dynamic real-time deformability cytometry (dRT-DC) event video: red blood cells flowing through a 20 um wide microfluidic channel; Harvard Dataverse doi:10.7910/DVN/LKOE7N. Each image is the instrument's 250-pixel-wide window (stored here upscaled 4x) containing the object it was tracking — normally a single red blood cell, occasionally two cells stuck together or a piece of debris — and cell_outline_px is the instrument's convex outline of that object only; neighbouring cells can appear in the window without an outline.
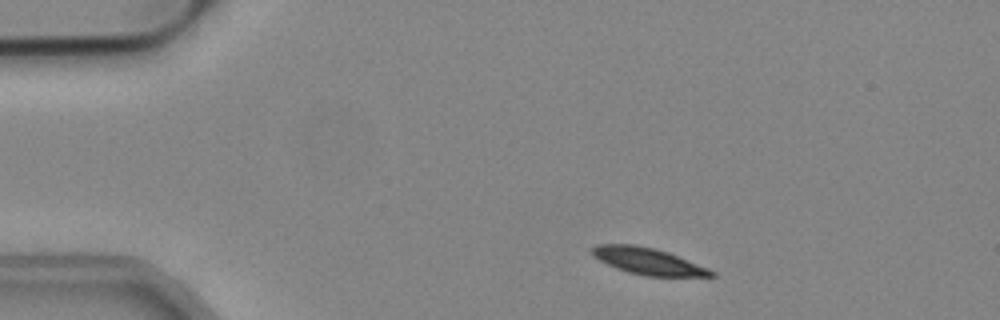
{"species": "common noctule bat (a hibernating species)", "species_latin": "Nyctalus noctula", "temperature_condition": "cold", "stored_images_in_passage": 49, "camera_frame_rate_fps": 3000, "um_per_image_px": 0.085, "animal": {"sex": "male", "body_mass_g": 19.2, "forearm_length_mm": 51.8}, "frame": {"image": 1, "passage_image": 4, "time_ms": 1.0, "image_size_px": [1000, 320], "cell_outline_px": [[716, 276], [644, 276], [628, 272], [616, 268], [600, 260], [592, 252], [592, 248], [596, 244], [636, 244], [668, 252], [708, 268], [716, 272]], "centroid_in_image_um": [55.1, 22.2], "position_along_channel_um": 29.9, "area_um2": 18.26}}
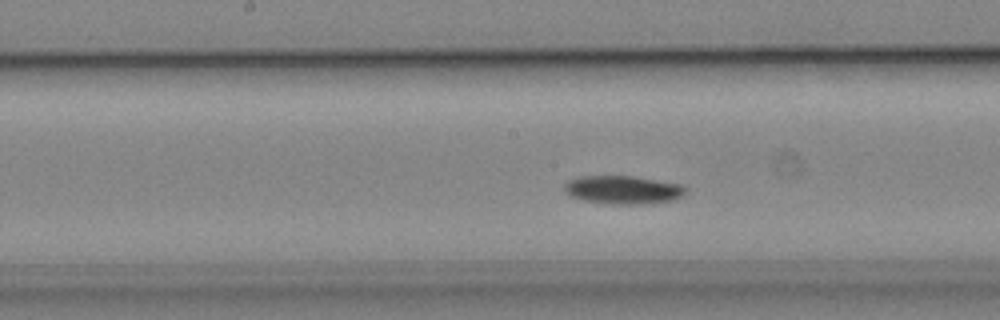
{"frame": {"image": 2, "passage_image": 22, "time_ms": 7.0, "image_size_px": [1000, 320], "cell_outline_px": [[688, 192], [684, 196], [676, 200], [652, 204], [608, 204], [580, 200], [564, 192], [564, 184], [568, 180], [580, 176], [632, 176], [680, 184], [688, 188]], "centroid_in_image_um": [53.0, 16.15], "position_along_channel_um": 195.2, "area_um2": 20.46}}
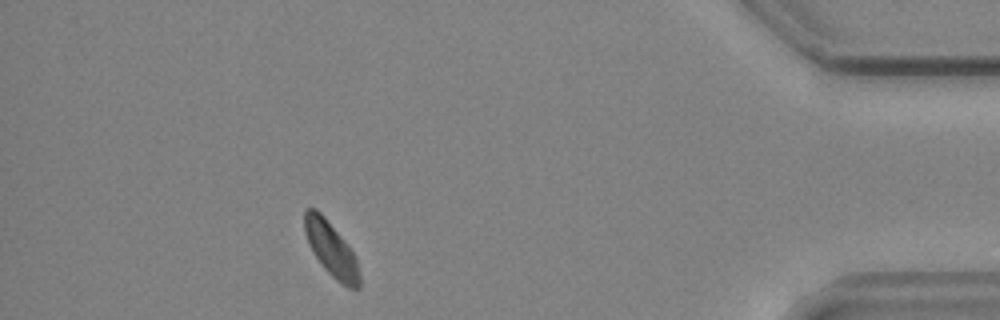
{"frame": {"image": 3, "passage_image": 43, "time_ms": 14.0, "image_size_px": [1000, 320], "cell_outline_px": [[360, 288], [348, 288], [336, 280], [324, 268], [316, 256], [308, 240], [304, 228], [304, 208], [316, 208], [324, 216], [340, 236], [352, 252], [356, 260], [360, 276]], "centroid_in_image_um": [28.15, 21.18], "position_along_channel_um": 407.1, "area_um2": 16.88}, "authors_computed_cell_mechanics": {"area_um2": 18.785, "velocity_mm_per_s": 3.7658, "shape_relaxation_time_tau1_ms": 2.2219, "shape_relaxation_time_tau2_ms": null, "deformation_change_tau1": 0.0775, "deformation_change_tau2": null}}